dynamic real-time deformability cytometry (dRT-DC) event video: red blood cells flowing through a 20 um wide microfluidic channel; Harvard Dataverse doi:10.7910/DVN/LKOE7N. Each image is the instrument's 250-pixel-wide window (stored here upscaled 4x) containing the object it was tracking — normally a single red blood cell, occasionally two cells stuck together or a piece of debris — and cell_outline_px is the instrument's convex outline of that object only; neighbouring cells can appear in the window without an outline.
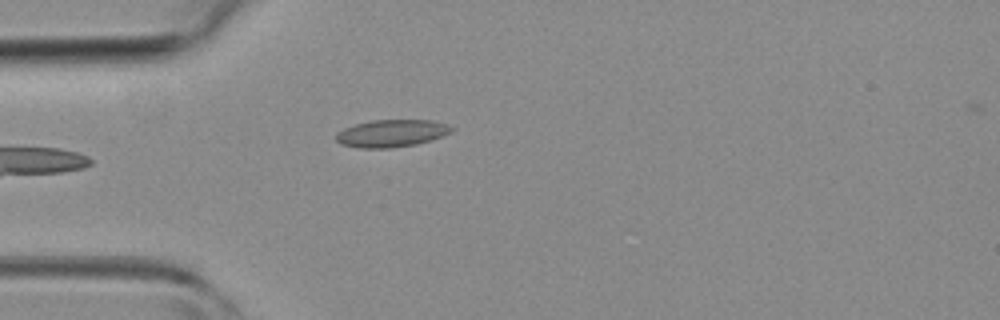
{"species": "common noctule bat (a hibernating species)", "species_latin": "Nyctalus noctula", "temperature_condition": "room temperature", "stored_images_in_passage": 4, "camera_frame_rate_fps": 3000, "um_per_image_px": 0.085, "animal": {"sex": "female", "body_mass_g": 19.3, "forearm_length_mm": 54.1}, "frame": {"image": 1, "passage_image": 4, "time_ms": 4.0, "image_size_px": [1000, 320], "cell_outline_px": [[456, 128], [440, 136], [416, 144], [392, 148], [360, 148], [340, 144], [336, 140], [336, 132], [344, 128], [356, 124], [372, 120], [432, 120], [448, 124]], "centroid_in_image_um": [33.24, 11.33], "position_along_channel_um": 51.8, "area_um2": 18.32}}